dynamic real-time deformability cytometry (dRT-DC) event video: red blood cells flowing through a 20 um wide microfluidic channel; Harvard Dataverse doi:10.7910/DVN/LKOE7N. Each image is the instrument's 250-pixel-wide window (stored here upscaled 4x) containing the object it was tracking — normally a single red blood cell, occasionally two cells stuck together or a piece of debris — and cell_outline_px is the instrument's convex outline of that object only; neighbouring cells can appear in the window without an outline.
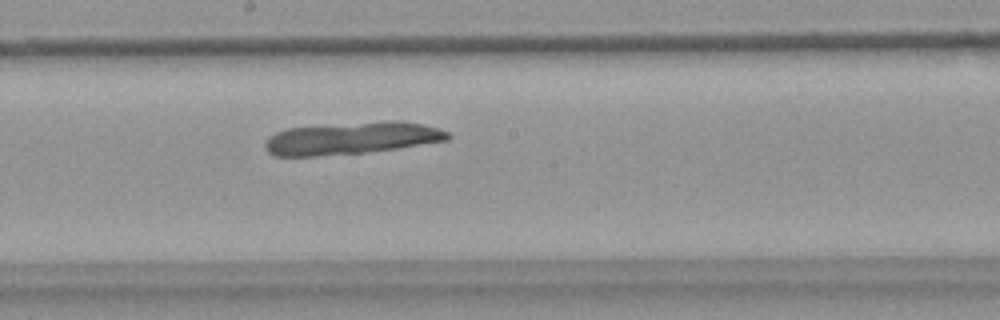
{"species": "common noctule bat (a hibernating species)", "species_latin": "Nyctalus noctula", "temperature_condition": "warm", "stored_images_in_passage": 53, "camera_frame_rate_fps": 3000, "um_per_image_px": 0.085, "animal": {"sex": "female", "body_mass_g": 18.4}, "frame": {"image": 1, "passage_image": 28, "time_ms": 9.0, "image_size_px": [1000, 320], "cell_outline_px": [[452, 136], [448, 140], [400, 148], [364, 152], [316, 156], [272, 156], [264, 148], [264, 144], [276, 132], [288, 128], [400, 120], [440, 128], [448, 132]], "centroid_in_image_um": [29.92, 11.76], "position_along_channel_um": 218.3, "area_um2": 33.93}}